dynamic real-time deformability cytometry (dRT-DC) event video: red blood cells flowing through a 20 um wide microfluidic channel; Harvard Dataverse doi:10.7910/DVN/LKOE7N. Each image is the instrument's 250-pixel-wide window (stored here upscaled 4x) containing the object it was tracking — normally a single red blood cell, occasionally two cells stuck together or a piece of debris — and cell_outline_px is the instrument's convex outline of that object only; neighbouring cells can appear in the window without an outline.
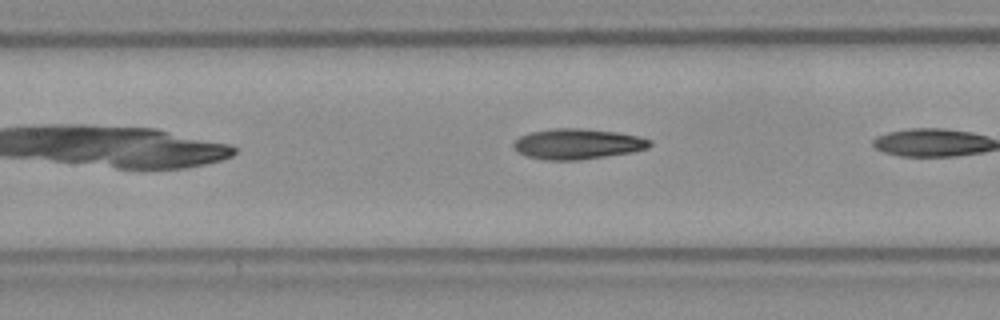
{"species": "Egyptian fruit bat (a non-hibernating species)", "species_latin": "Rousettus aegyptiacus", "temperature_condition": "room temperature", "stored_images_in_passage": 21, "camera_frame_rate_fps": 3000, "um_per_image_px": 0.085, "frame": {"image": 1, "passage_image": 10, "time_ms": 3.0, "image_size_px": [1000, 320], "cell_outline_px": [[652, 144], [648, 148], [632, 152], [580, 160], [548, 160], [528, 156], [520, 152], [512, 144], [520, 136], [532, 132], [556, 128], [580, 128], [616, 132], [636, 136], [652, 140]], "centroid_in_image_um": [49.12, 12.23], "position_along_channel_um": 158.3, "area_um2": 23.87}}